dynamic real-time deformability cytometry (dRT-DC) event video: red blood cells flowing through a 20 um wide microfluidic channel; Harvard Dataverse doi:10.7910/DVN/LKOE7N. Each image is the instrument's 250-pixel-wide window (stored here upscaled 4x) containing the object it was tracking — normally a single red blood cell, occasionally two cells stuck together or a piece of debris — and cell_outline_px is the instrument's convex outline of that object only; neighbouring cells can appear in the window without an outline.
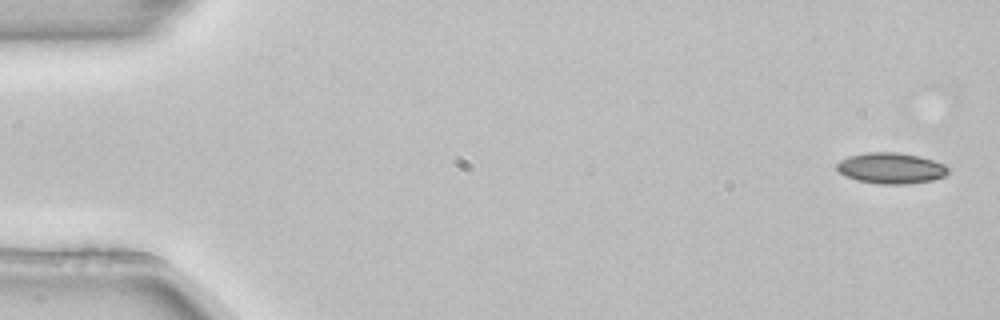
{"species": "common noctule bat (a hibernating species)", "species_latin": "Nyctalus noctula", "temperature_condition": "room temperature", "stored_images_in_passage": 5, "camera_frame_rate_fps": 3000, "um_per_image_px": 0.085, "animal": {"sex": "female", "body_mass_g": 22.7, "forearm_length_mm": 54.2}, "frame": {"image": 1, "passage_image": 1, "time_ms": 0.0, "image_size_px": [1000, 320], "cell_outline_px": [[948, 172], [944, 176], [932, 180], [904, 184], [880, 184], [856, 180], [844, 176], [836, 168], [836, 164], [840, 160], [848, 156], [868, 152], [896, 152], [920, 156], [944, 164], [948, 168]], "centroid_in_image_um": [75.7, 14.29], "position_along_channel_um": 9.3, "area_um2": 20.06}}
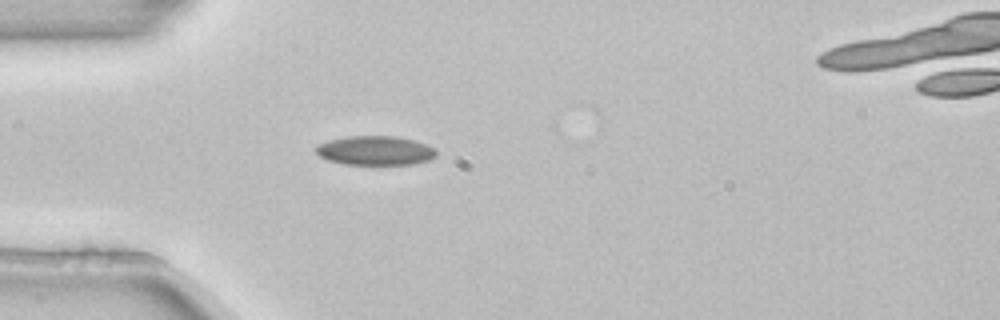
{"frame": {"image": 2, "passage_image": 4, "time_ms": 1.0, "image_size_px": [1000, 320], "cell_outline_px": [[436, 156], [432, 160], [412, 164], [344, 164], [328, 160], [320, 156], [316, 152], [316, 144], [328, 140], [348, 136], [396, 136], [428, 144], [436, 152]], "centroid_in_image_um": [31.89, 12.79], "position_along_channel_um": 53.1, "area_um2": 20.52}}